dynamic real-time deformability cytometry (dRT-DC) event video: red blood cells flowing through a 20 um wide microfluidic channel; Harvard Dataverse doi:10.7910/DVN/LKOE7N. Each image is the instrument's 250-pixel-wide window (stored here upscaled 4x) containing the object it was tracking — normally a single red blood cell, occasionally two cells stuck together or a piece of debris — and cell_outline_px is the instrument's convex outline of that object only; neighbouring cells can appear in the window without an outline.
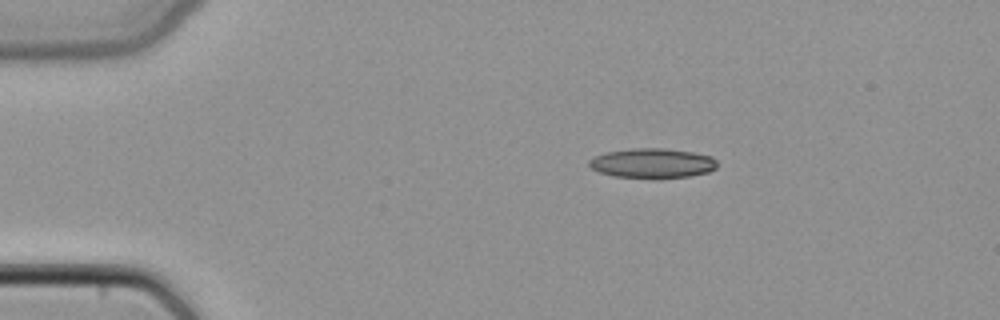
{"species": "common noctule bat (a hibernating species)", "species_latin": "Nyctalus noctula", "temperature_condition": "cold", "stored_images_in_passage": 40, "camera_frame_rate_fps": 3000, "um_per_image_px": 0.085, "animal": {"sex": "female", "body_mass_g": 22.7, "forearm_length_mm": 54.2}, "frame": {"image": 1, "passage_image": 1, "time_ms": 0.0, "image_size_px": [1000, 320], "cell_outline_px": [[716, 168], [708, 172], [688, 176], [660, 180], [656, 180], [612, 176], [600, 172], [592, 168], [588, 164], [588, 160], [592, 156], [608, 152], [632, 148], [664, 148], [692, 152], [712, 156], [716, 160]], "centroid_in_image_um": [55.43, 13.9], "position_along_channel_um": 29.6, "area_um2": 22.72}}
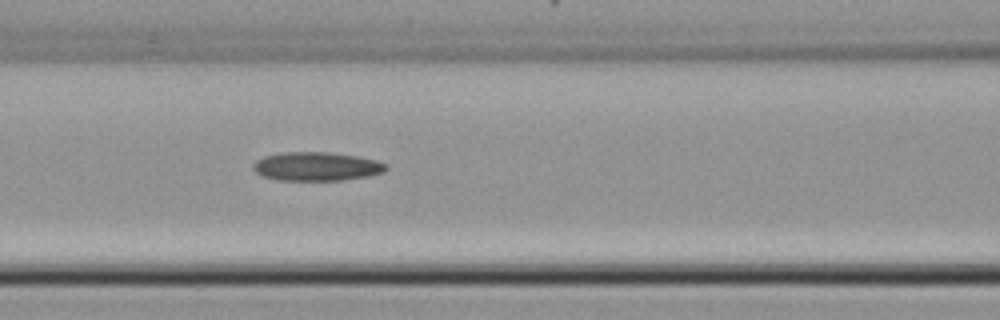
{"frame": {"image": 2, "passage_image": 13, "time_ms": 4.0, "image_size_px": [1000, 320], "cell_outline_px": [[388, 168], [384, 172], [368, 176], [344, 180], [280, 180], [264, 176], [256, 172], [252, 168], [252, 164], [256, 160], [264, 156], [280, 152], [328, 152], [356, 156], [376, 160], [388, 164]], "centroid_in_image_um": [26.92, 14.14], "position_along_channel_um": 139.7, "area_um2": 22.31}}
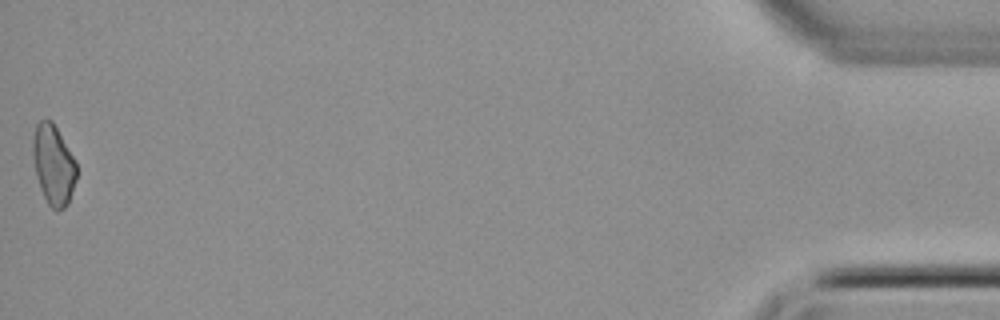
{"frame": {"image": 3, "passage_image": 40, "time_ms": 13.0, "image_size_px": [1000, 320], "cell_outline_px": [[76, 180], [68, 204], [64, 208], [56, 212], [48, 204], [40, 188], [36, 176], [32, 152], [32, 136], [36, 124], [40, 120], [52, 120], [76, 160]], "centroid_in_image_um": [4.53, 14.0], "position_along_channel_um": 430.7, "area_um2": 20.58}}